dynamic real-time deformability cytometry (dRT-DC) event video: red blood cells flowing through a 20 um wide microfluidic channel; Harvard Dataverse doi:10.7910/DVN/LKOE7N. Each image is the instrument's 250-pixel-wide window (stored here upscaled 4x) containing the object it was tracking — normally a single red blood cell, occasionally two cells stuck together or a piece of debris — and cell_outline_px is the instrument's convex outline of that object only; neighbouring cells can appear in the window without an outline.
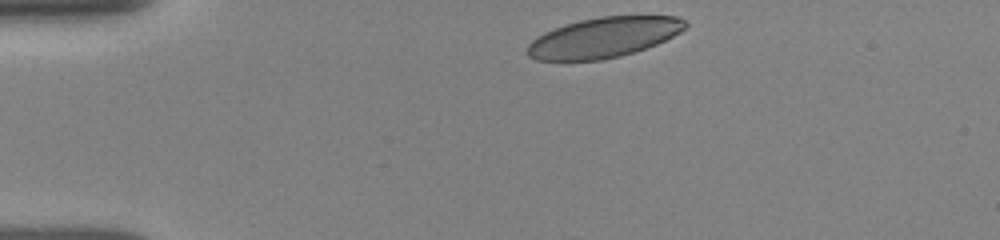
{"species": "human", "species_latin": "Homo sapiens", "temperature_condition": "room temperature", "stored_images_in_passage": 36, "camera_frame_rate_fps": 3000, "um_per_image_px": 0.085, "donor": {"sex": "female"}, "frame": {"image": 1, "passage_image": 1, "time_ms": 0.0, "image_size_px": [1000, 240], "cell_outline_px": [[688, 24], [680, 32], [656, 44], [620, 56], [600, 60], [536, 60], [528, 56], [528, 44], [536, 36], [544, 32], [564, 24], [580, 20], [600, 16], [676, 16], [684, 20]], "centroid_in_image_um": [51.28, 3.18], "position_along_channel_um": 33.7, "area_um2": 36.76}}
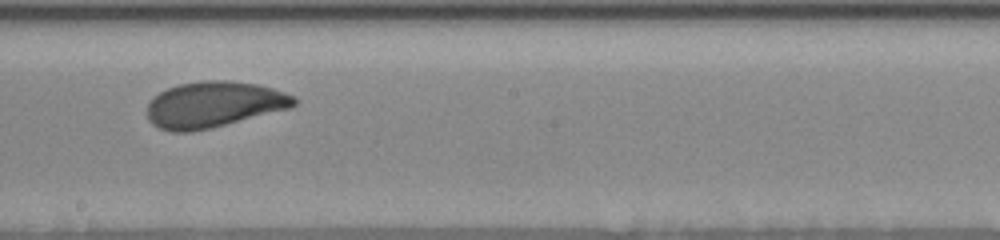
{"frame": {"image": 2, "passage_image": 20, "time_ms": 6.333, "image_size_px": [1000, 240], "cell_outline_px": [[296, 104], [288, 108], [212, 128], [192, 132], [172, 132], [160, 128], [152, 124], [148, 120], [148, 104], [160, 92], [168, 88], [180, 84], [204, 80], [228, 80], [256, 84], [272, 88], [296, 96]], "centroid_in_image_um": [18.16, 8.89], "position_along_channel_um": 230.0, "area_um2": 39.13}}
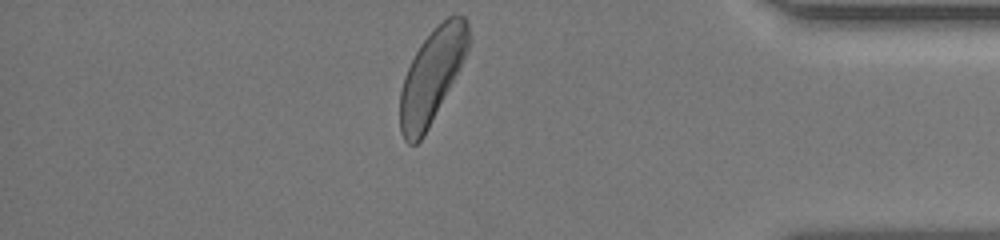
{"frame": {"image": 3, "passage_image": 35, "time_ms": 11.333, "image_size_px": [1000, 240], "cell_outline_px": [[468, 48], [460, 68], [424, 136], [416, 144], [408, 144], [404, 140], [400, 132], [400, 92], [404, 76], [420, 44], [448, 16], [464, 16], [468, 24]], "centroid_in_image_um": [36.68, 6.51], "position_along_channel_um": 398.5, "area_um2": 36.47}, "authors_computed_cell_mechanics": {"area_um2": 39.0728, "velocity_mm_per_s": 3.9191, "shape_relaxation_time_tau1_ms": 2.0724, "shape_relaxation_time_tau2_ms": 1.3763, "deformation_change_tau1": 0.1178, "deformation_change_tau2": 0.0716}}